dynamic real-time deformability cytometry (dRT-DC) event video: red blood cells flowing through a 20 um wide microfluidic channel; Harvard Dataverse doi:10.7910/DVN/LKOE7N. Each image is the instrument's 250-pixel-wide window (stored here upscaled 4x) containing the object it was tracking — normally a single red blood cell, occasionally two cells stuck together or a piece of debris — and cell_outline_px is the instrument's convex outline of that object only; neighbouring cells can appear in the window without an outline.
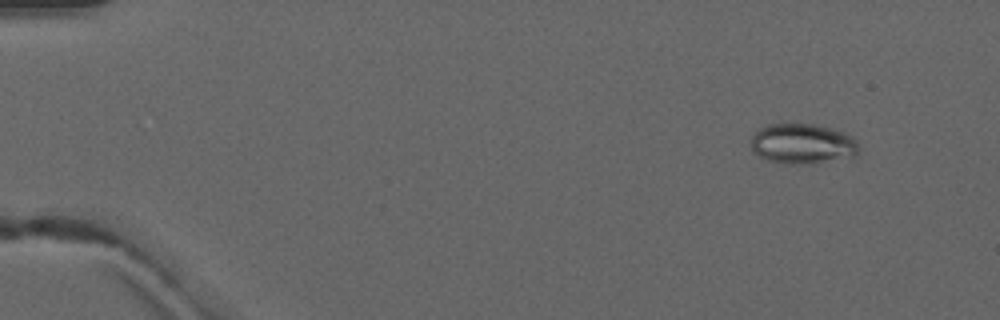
{"species": "common noctule bat (a hibernating species)", "species_latin": "Nyctalus noctula", "temperature_condition": "warm", "stored_images_in_passage": 4, "camera_frame_rate_fps": 3000, "um_per_image_px": 0.085, "animal": {"sex": "male", "forearm_length_mm": 52.5}, "frame": {"image": 1, "passage_image": 1, "time_ms": 0.0, "image_size_px": [1000, 320], "cell_outline_px": [[860, 148], [856, 156], [812, 164], [804, 164], [768, 160], [752, 152], [752, 136], [760, 128], [768, 124], [812, 124], [832, 128], [844, 132], [852, 136], [856, 140]], "centroid_in_image_um": [68.26, 12.21], "position_along_channel_um": 16.7, "area_um2": 25.2}}